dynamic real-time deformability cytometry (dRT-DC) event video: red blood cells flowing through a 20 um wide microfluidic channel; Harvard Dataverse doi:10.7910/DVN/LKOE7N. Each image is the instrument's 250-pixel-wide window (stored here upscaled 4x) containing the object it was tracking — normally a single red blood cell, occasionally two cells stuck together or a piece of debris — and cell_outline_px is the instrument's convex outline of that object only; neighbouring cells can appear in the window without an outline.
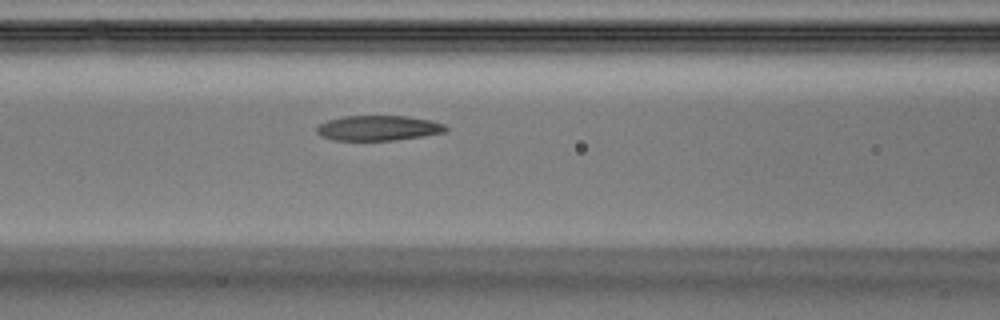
{"species": "Egyptian fruit bat (a non-hibernating species)", "species_latin": "Rousettus aegyptiacus", "temperature_condition": "warm", "stored_images_in_passage": 23, "camera_frame_rate_fps": 3000, "um_per_image_px": 0.085, "animal": {"sex": "male"}, "frame": {"image": 1, "passage_image": 7, "time_ms": 2.0, "image_size_px": [1000, 320], "cell_outline_px": [[448, 128], [444, 132], [424, 136], [396, 140], [332, 140], [320, 136], [316, 132], [316, 128], [320, 124], [328, 120], [344, 116], [408, 116], [432, 120], [444, 124]], "centroid_in_image_um": [32.16, 10.88], "position_along_channel_um": 134.4, "area_um2": 18.96}}
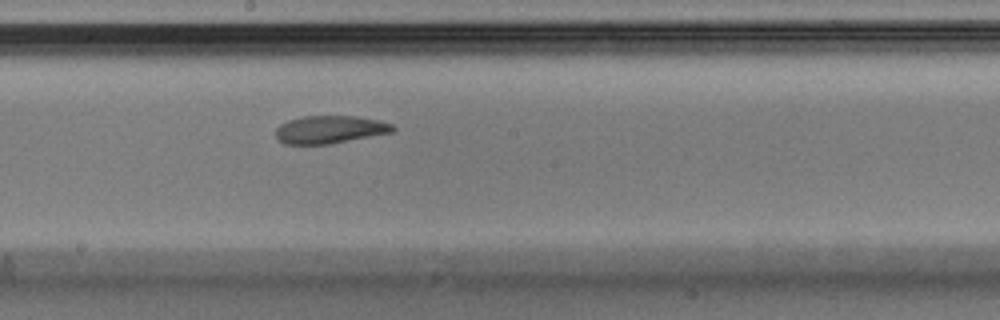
{"frame": {"image": 2, "passage_image": 12, "time_ms": 3.667, "image_size_px": [1000, 320], "cell_outline_px": [[396, 128], [392, 132], [328, 144], [284, 144], [276, 140], [276, 128], [280, 124], [288, 120], [304, 116], [356, 116], [380, 120], [392, 124]], "centroid_in_image_um": [28.0, 11.0], "position_along_channel_um": 220.2, "area_um2": 18.96}}
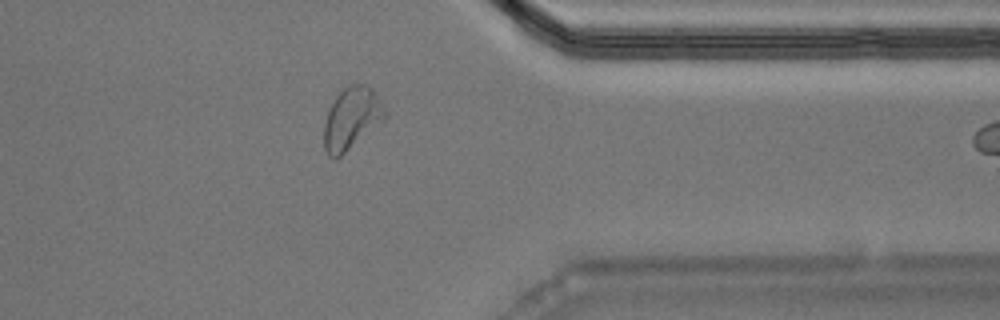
{"frame": {"image": 3, "passage_image": 22, "time_ms": 7.0, "image_size_px": [1000, 320], "cell_outline_px": [[388, 116], [384, 120], [336, 160], [328, 156], [324, 148], [324, 124], [328, 112], [336, 96], [348, 84], [368, 84], [376, 92]], "centroid_in_image_um": [29.89, 10.06], "position_along_channel_um": 381.5, "area_um2": 22.02}}